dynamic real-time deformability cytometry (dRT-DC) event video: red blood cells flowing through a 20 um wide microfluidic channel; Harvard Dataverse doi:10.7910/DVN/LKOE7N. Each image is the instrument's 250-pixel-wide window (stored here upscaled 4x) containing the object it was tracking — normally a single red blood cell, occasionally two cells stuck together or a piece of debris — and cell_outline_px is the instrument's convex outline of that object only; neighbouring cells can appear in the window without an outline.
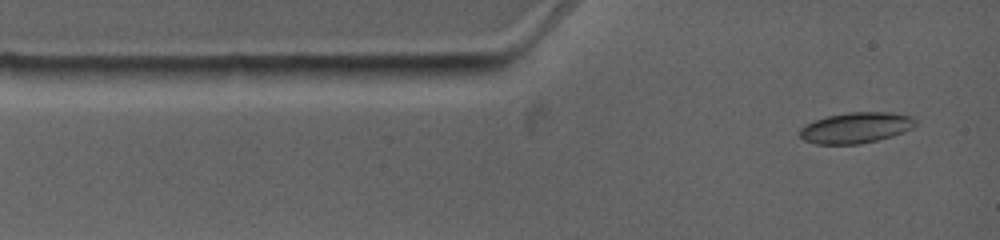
{"species": "common noctule bat (a hibernating species)", "species_latin": "Nyctalus noctula", "temperature_condition": "warm", "stored_images_in_passage": 3, "camera_frame_rate_fps": 4500, "um_per_image_px": 0.085, "animal": {"sex": "female", "body_mass_g": 19.0, "forearm_length_mm": 53.3}, "frame": {"image": 1, "passage_image": 1, "time_ms": 0.0, "image_size_px": [1000, 240], "cell_outline_px": [[916, 124], [912, 128], [892, 136], [860, 144], [816, 144], [804, 140], [800, 136], [800, 128], [804, 124], [828, 116], [848, 112], [892, 112], [912, 116], [916, 120]], "centroid_in_image_um": [72.75, 10.85], "position_along_channel_um": 12.2, "area_um2": 20.75}}
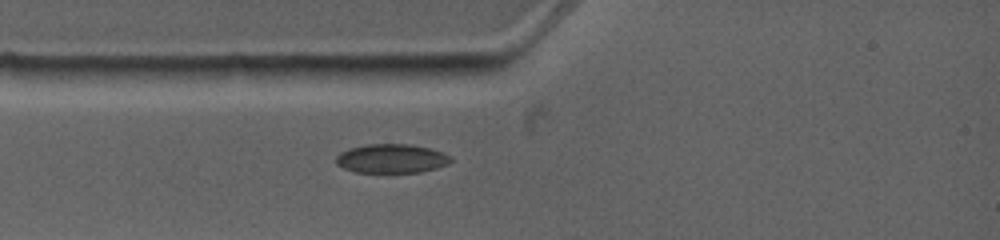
{"frame": {"image": 2, "passage_image": 3, "time_ms": 1.778, "image_size_px": [1000, 240], "cell_outline_px": [[452, 160], [448, 164], [436, 168], [420, 172], [356, 172], [344, 168], [336, 164], [336, 156], [340, 152], [348, 148], [368, 144], [408, 144], [428, 148], [452, 156]], "centroid_in_image_um": [33.26, 13.47], "position_along_channel_um": 51.7, "area_um2": 19.31}}